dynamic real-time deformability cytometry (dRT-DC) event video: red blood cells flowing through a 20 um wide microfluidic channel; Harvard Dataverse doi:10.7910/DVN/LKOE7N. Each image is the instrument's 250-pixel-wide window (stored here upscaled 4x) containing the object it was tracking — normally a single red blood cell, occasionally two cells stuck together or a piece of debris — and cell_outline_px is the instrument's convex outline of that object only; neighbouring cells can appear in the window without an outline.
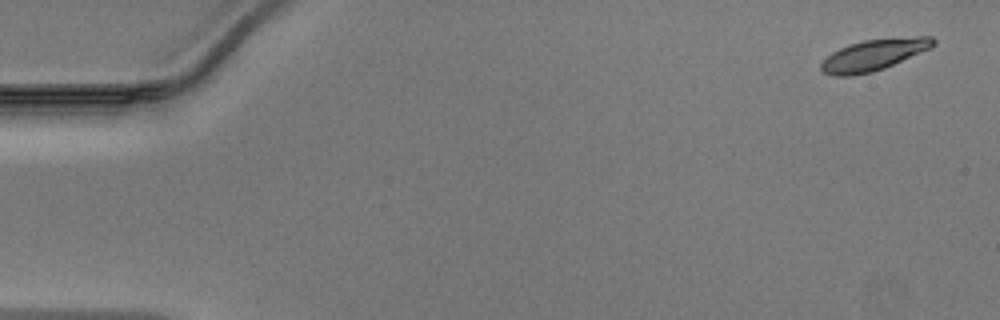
{"species": "Egyptian fruit bat (a non-hibernating species)", "species_latin": "Rousettus aegyptiacus", "temperature_condition": "warm", "stored_images_in_passage": 49, "camera_frame_rate_fps": 3000, "um_per_image_px": 0.085, "animal": {"sex": "male"}, "frame": {"image": 1, "passage_image": 1, "time_ms": 0.0, "image_size_px": [1000, 320], "cell_outline_px": [[936, 44], [928, 48], [884, 68], [872, 72], [852, 76], [832, 76], [824, 72], [820, 68], [820, 64], [832, 52], [848, 44], [864, 40], [916, 36], [932, 36], [936, 40]], "centroid_in_image_um": [74.23, 4.66], "position_along_channel_um": 10.8, "area_um2": 20.17}}
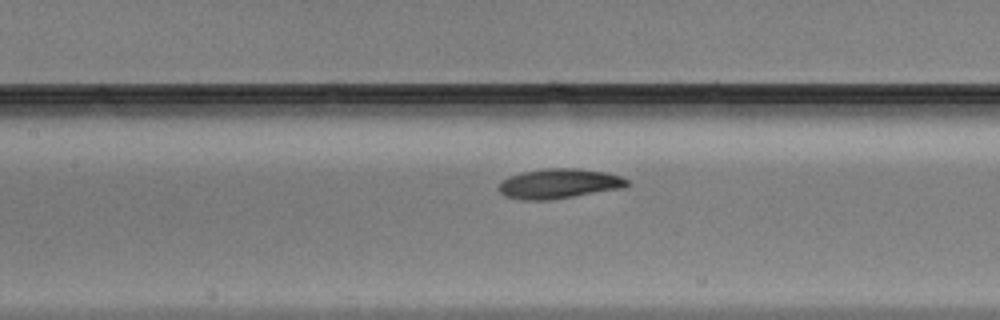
{"frame": {"image": 2, "passage_image": 22, "time_ms": 7.0, "image_size_px": [1000, 320], "cell_outline_px": [[628, 184], [624, 188], [548, 200], [520, 200], [504, 196], [500, 192], [500, 184], [508, 176], [524, 172], [548, 168], [576, 168], [604, 172], [620, 176], [628, 180]], "centroid_in_image_um": [47.52, 15.61], "position_along_channel_um": 159.9, "area_um2": 22.08}}
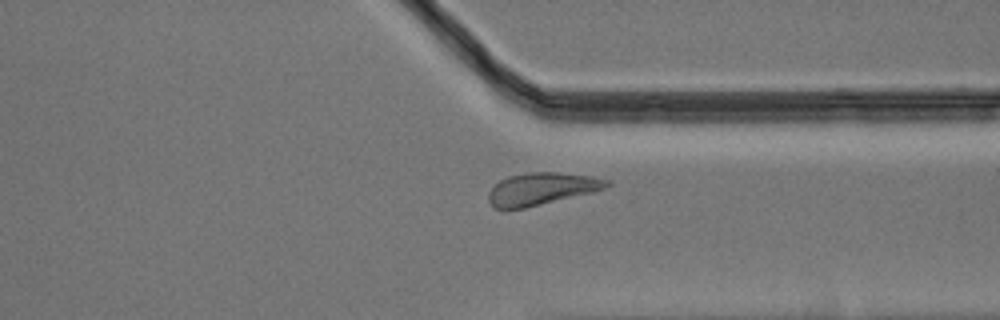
{"frame": {"image": 3, "passage_image": 37, "time_ms": 12.0, "image_size_px": [1000, 320], "cell_outline_px": [[612, 184], [596, 192], [524, 208], [504, 212], [492, 208], [488, 200], [488, 192], [500, 180], [508, 176], [528, 172], [560, 172], [592, 176], [612, 180]], "centroid_in_image_um": [46.02, 16.07], "position_along_channel_um": 365.4, "area_um2": 22.95}}